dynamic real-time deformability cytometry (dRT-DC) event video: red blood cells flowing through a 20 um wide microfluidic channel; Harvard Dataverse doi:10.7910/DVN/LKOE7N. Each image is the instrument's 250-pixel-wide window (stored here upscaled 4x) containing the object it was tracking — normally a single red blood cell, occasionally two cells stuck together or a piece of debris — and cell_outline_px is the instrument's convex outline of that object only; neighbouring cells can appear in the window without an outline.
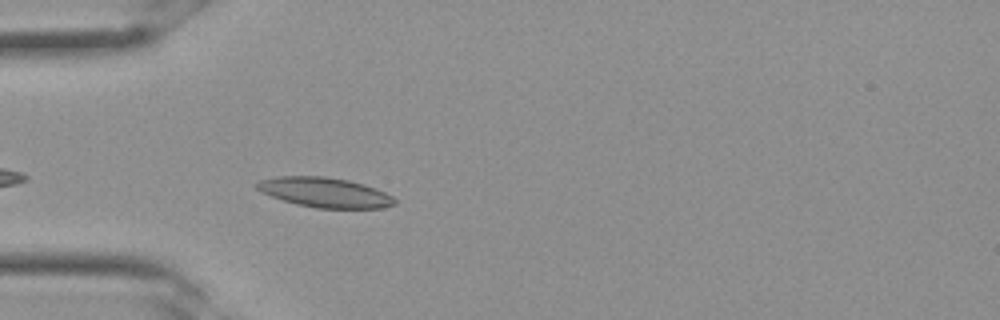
{"species": "Egyptian fruit bat (a non-hibernating species)", "species_latin": "Rousettus aegyptiacus", "temperature_condition": "room temperature", "stored_images_in_passage": 31, "camera_frame_rate_fps": 3000, "um_per_image_px": 0.085, "frame": {"image": 1, "passage_image": 9, "time_ms": 2.667, "image_size_px": [1000, 320], "cell_outline_px": [[392, 200], [388, 204], [376, 208], [324, 208], [304, 204], [288, 200], [276, 196], [268, 192], [272, 180], [340, 180], [356, 184], [380, 192], [388, 196]], "centroid_in_image_um": [27.93, 16.48], "position_along_channel_um": 57.1, "area_um2": 18.96}}
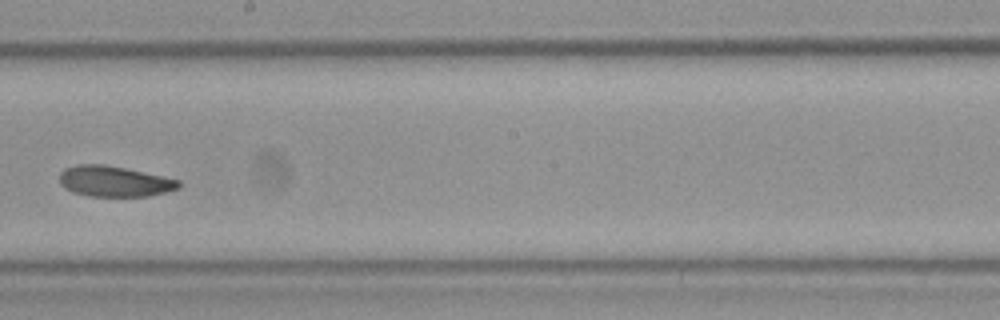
{"frame": {"image": 2, "passage_image": 18, "time_ms": 5.667, "image_size_px": [1000, 320], "cell_outline_px": [[180, 184], [176, 188], [136, 196], [104, 196], [80, 192], [64, 184], [64, 172], [72, 168], [120, 168], [176, 180]], "centroid_in_image_um": [9.86, 15.47], "position_along_channel_um": 238.3, "area_um2": 17.8}}
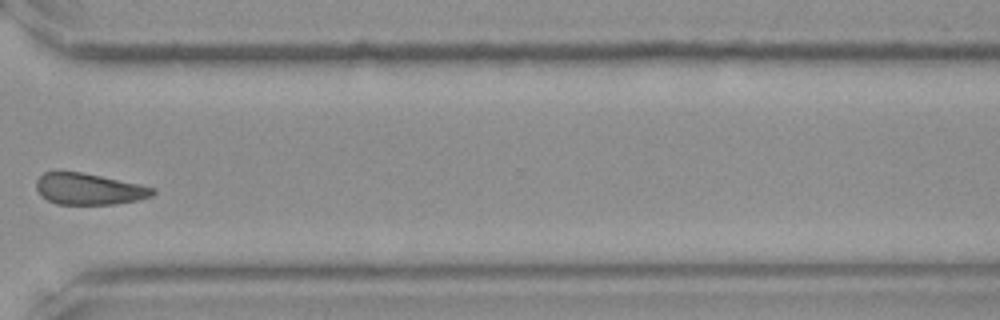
{"frame": {"image": 3, "passage_image": 24, "time_ms": 7.667, "image_size_px": [1000, 320], "cell_outline_px": [[152, 192], [144, 196], [132, 200], [104, 204], [64, 204], [52, 200], [44, 196], [40, 192], [40, 180], [48, 172], [76, 172], [96, 176], [152, 188]], "centroid_in_image_um": [7.51, 16.07], "position_along_channel_um": 363.1, "area_um2": 19.02}}